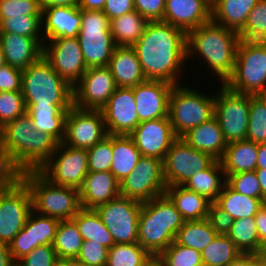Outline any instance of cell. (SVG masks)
<instances>
[{
    "label": "cell",
    "mask_w": 266,
    "mask_h": 266,
    "mask_svg": "<svg viewBox=\"0 0 266 266\" xmlns=\"http://www.w3.org/2000/svg\"><path fill=\"white\" fill-rule=\"evenodd\" d=\"M37 0H0V18L41 16Z\"/></svg>",
    "instance_id": "681fc988"
},
{
    "label": "cell",
    "mask_w": 266,
    "mask_h": 266,
    "mask_svg": "<svg viewBox=\"0 0 266 266\" xmlns=\"http://www.w3.org/2000/svg\"><path fill=\"white\" fill-rule=\"evenodd\" d=\"M259 0H214L211 3V20L238 31L245 25L250 11Z\"/></svg>",
    "instance_id": "f546056e"
},
{
    "label": "cell",
    "mask_w": 266,
    "mask_h": 266,
    "mask_svg": "<svg viewBox=\"0 0 266 266\" xmlns=\"http://www.w3.org/2000/svg\"><path fill=\"white\" fill-rule=\"evenodd\" d=\"M118 196L120 183L110 171L88 172L79 189L80 205L84 209H96Z\"/></svg>",
    "instance_id": "d4e9b609"
},
{
    "label": "cell",
    "mask_w": 266,
    "mask_h": 266,
    "mask_svg": "<svg viewBox=\"0 0 266 266\" xmlns=\"http://www.w3.org/2000/svg\"><path fill=\"white\" fill-rule=\"evenodd\" d=\"M163 160L141 156L134 170L120 182V196L141 203L165 194Z\"/></svg>",
    "instance_id": "7c38bea8"
},
{
    "label": "cell",
    "mask_w": 266,
    "mask_h": 266,
    "mask_svg": "<svg viewBox=\"0 0 266 266\" xmlns=\"http://www.w3.org/2000/svg\"><path fill=\"white\" fill-rule=\"evenodd\" d=\"M72 106H26L37 131L48 133L59 143L65 136V119Z\"/></svg>",
    "instance_id": "4dcf8cb0"
},
{
    "label": "cell",
    "mask_w": 266,
    "mask_h": 266,
    "mask_svg": "<svg viewBox=\"0 0 266 266\" xmlns=\"http://www.w3.org/2000/svg\"><path fill=\"white\" fill-rule=\"evenodd\" d=\"M216 203L235 220L254 217L266 201L238 193L225 183Z\"/></svg>",
    "instance_id": "d590c367"
},
{
    "label": "cell",
    "mask_w": 266,
    "mask_h": 266,
    "mask_svg": "<svg viewBox=\"0 0 266 266\" xmlns=\"http://www.w3.org/2000/svg\"><path fill=\"white\" fill-rule=\"evenodd\" d=\"M72 220L76 223L84 240H93L109 249L115 244L111 232L103 224L95 209L81 208Z\"/></svg>",
    "instance_id": "8d00e7d4"
},
{
    "label": "cell",
    "mask_w": 266,
    "mask_h": 266,
    "mask_svg": "<svg viewBox=\"0 0 266 266\" xmlns=\"http://www.w3.org/2000/svg\"><path fill=\"white\" fill-rule=\"evenodd\" d=\"M246 140L257 144L266 142V101L260 95H251Z\"/></svg>",
    "instance_id": "ee69618b"
},
{
    "label": "cell",
    "mask_w": 266,
    "mask_h": 266,
    "mask_svg": "<svg viewBox=\"0 0 266 266\" xmlns=\"http://www.w3.org/2000/svg\"><path fill=\"white\" fill-rule=\"evenodd\" d=\"M165 194L174 203L185 221L207 218L210 201L183 185L166 187Z\"/></svg>",
    "instance_id": "1f68e13d"
},
{
    "label": "cell",
    "mask_w": 266,
    "mask_h": 266,
    "mask_svg": "<svg viewBox=\"0 0 266 266\" xmlns=\"http://www.w3.org/2000/svg\"><path fill=\"white\" fill-rule=\"evenodd\" d=\"M256 169H266V142L258 144Z\"/></svg>",
    "instance_id": "03108f58"
},
{
    "label": "cell",
    "mask_w": 266,
    "mask_h": 266,
    "mask_svg": "<svg viewBox=\"0 0 266 266\" xmlns=\"http://www.w3.org/2000/svg\"><path fill=\"white\" fill-rule=\"evenodd\" d=\"M261 261L266 262V240L262 242L259 253L257 254Z\"/></svg>",
    "instance_id": "a7ac6f4b"
},
{
    "label": "cell",
    "mask_w": 266,
    "mask_h": 266,
    "mask_svg": "<svg viewBox=\"0 0 266 266\" xmlns=\"http://www.w3.org/2000/svg\"><path fill=\"white\" fill-rule=\"evenodd\" d=\"M6 64L24 70L43 56V46L34 38L12 33H0Z\"/></svg>",
    "instance_id": "484cf974"
},
{
    "label": "cell",
    "mask_w": 266,
    "mask_h": 266,
    "mask_svg": "<svg viewBox=\"0 0 266 266\" xmlns=\"http://www.w3.org/2000/svg\"><path fill=\"white\" fill-rule=\"evenodd\" d=\"M6 64L5 56L2 50V47L0 45V68Z\"/></svg>",
    "instance_id": "753ad0ef"
},
{
    "label": "cell",
    "mask_w": 266,
    "mask_h": 266,
    "mask_svg": "<svg viewBox=\"0 0 266 266\" xmlns=\"http://www.w3.org/2000/svg\"><path fill=\"white\" fill-rule=\"evenodd\" d=\"M4 176H5V174H4L3 170H2L1 167H0V180H1Z\"/></svg>",
    "instance_id": "2a66077c"
},
{
    "label": "cell",
    "mask_w": 266,
    "mask_h": 266,
    "mask_svg": "<svg viewBox=\"0 0 266 266\" xmlns=\"http://www.w3.org/2000/svg\"><path fill=\"white\" fill-rule=\"evenodd\" d=\"M41 22L44 41L77 37L82 22L81 9L78 6L47 7L42 10Z\"/></svg>",
    "instance_id": "cb8c5ba5"
},
{
    "label": "cell",
    "mask_w": 266,
    "mask_h": 266,
    "mask_svg": "<svg viewBox=\"0 0 266 266\" xmlns=\"http://www.w3.org/2000/svg\"><path fill=\"white\" fill-rule=\"evenodd\" d=\"M259 95L266 101V85L264 90Z\"/></svg>",
    "instance_id": "11e5206c"
},
{
    "label": "cell",
    "mask_w": 266,
    "mask_h": 266,
    "mask_svg": "<svg viewBox=\"0 0 266 266\" xmlns=\"http://www.w3.org/2000/svg\"><path fill=\"white\" fill-rule=\"evenodd\" d=\"M132 47L147 80L182 84L178 80L183 74L181 69L186 65L184 62H189L185 31L163 21H150Z\"/></svg>",
    "instance_id": "6da1fadb"
},
{
    "label": "cell",
    "mask_w": 266,
    "mask_h": 266,
    "mask_svg": "<svg viewBox=\"0 0 266 266\" xmlns=\"http://www.w3.org/2000/svg\"><path fill=\"white\" fill-rule=\"evenodd\" d=\"M256 220V226L260 242L266 240V203L254 216Z\"/></svg>",
    "instance_id": "91938a15"
},
{
    "label": "cell",
    "mask_w": 266,
    "mask_h": 266,
    "mask_svg": "<svg viewBox=\"0 0 266 266\" xmlns=\"http://www.w3.org/2000/svg\"><path fill=\"white\" fill-rule=\"evenodd\" d=\"M225 85L239 93L259 95L266 85V47H237L234 70Z\"/></svg>",
    "instance_id": "4fadbf2b"
},
{
    "label": "cell",
    "mask_w": 266,
    "mask_h": 266,
    "mask_svg": "<svg viewBox=\"0 0 266 266\" xmlns=\"http://www.w3.org/2000/svg\"><path fill=\"white\" fill-rule=\"evenodd\" d=\"M84 239L78 230L76 223L71 220H60L53 248L58 259L73 260L80 253Z\"/></svg>",
    "instance_id": "74e56055"
},
{
    "label": "cell",
    "mask_w": 266,
    "mask_h": 266,
    "mask_svg": "<svg viewBox=\"0 0 266 266\" xmlns=\"http://www.w3.org/2000/svg\"><path fill=\"white\" fill-rule=\"evenodd\" d=\"M116 89L108 66L89 67L73 87V105L81 109L101 110Z\"/></svg>",
    "instance_id": "ac0fdd59"
},
{
    "label": "cell",
    "mask_w": 266,
    "mask_h": 266,
    "mask_svg": "<svg viewBox=\"0 0 266 266\" xmlns=\"http://www.w3.org/2000/svg\"><path fill=\"white\" fill-rule=\"evenodd\" d=\"M106 0H79L78 7L85 10L102 11Z\"/></svg>",
    "instance_id": "be15d7a7"
},
{
    "label": "cell",
    "mask_w": 266,
    "mask_h": 266,
    "mask_svg": "<svg viewBox=\"0 0 266 266\" xmlns=\"http://www.w3.org/2000/svg\"><path fill=\"white\" fill-rule=\"evenodd\" d=\"M255 172L260 184L262 199L266 201V169H256Z\"/></svg>",
    "instance_id": "003e7915"
},
{
    "label": "cell",
    "mask_w": 266,
    "mask_h": 266,
    "mask_svg": "<svg viewBox=\"0 0 266 266\" xmlns=\"http://www.w3.org/2000/svg\"><path fill=\"white\" fill-rule=\"evenodd\" d=\"M0 33L31 37L36 39L42 46L44 45L41 16L25 15V17L0 18Z\"/></svg>",
    "instance_id": "7bdbcfd3"
},
{
    "label": "cell",
    "mask_w": 266,
    "mask_h": 266,
    "mask_svg": "<svg viewBox=\"0 0 266 266\" xmlns=\"http://www.w3.org/2000/svg\"><path fill=\"white\" fill-rule=\"evenodd\" d=\"M145 266H164L158 257H152V259Z\"/></svg>",
    "instance_id": "89a4df30"
},
{
    "label": "cell",
    "mask_w": 266,
    "mask_h": 266,
    "mask_svg": "<svg viewBox=\"0 0 266 266\" xmlns=\"http://www.w3.org/2000/svg\"><path fill=\"white\" fill-rule=\"evenodd\" d=\"M129 136L142 156L161 160L178 138L168 117L140 122Z\"/></svg>",
    "instance_id": "44dd1931"
},
{
    "label": "cell",
    "mask_w": 266,
    "mask_h": 266,
    "mask_svg": "<svg viewBox=\"0 0 266 266\" xmlns=\"http://www.w3.org/2000/svg\"><path fill=\"white\" fill-rule=\"evenodd\" d=\"M134 10L133 0H106L102 11L111 20Z\"/></svg>",
    "instance_id": "6f0895ef"
},
{
    "label": "cell",
    "mask_w": 266,
    "mask_h": 266,
    "mask_svg": "<svg viewBox=\"0 0 266 266\" xmlns=\"http://www.w3.org/2000/svg\"><path fill=\"white\" fill-rule=\"evenodd\" d=\"M109 248L93 240H84L76 260L93 266H106Z\"/></svg>",
    "instance_id": "f907efd6"
},
{
    "label": "cell",
    "mask_w": 266,
    "mask_h": 266,
    "mask_svg": "<svg viewBox=\"0 0 266 266\" xmlns=\"http://www.w3.org/2000/svg\"><path fill=\"white\" fill-rule=\"evenodd\" d=\"M108 67L117 87H134L147 80L133 47L116 46Z\"/></svg>",
    "instance_id": "4316f807"
},
{
    "label": "cell",
    "mask_w": 266,
    "mask_h": 266,
    "mask_svg": "<svg viewBox=\"0 0 266 266\" xmlns=\"http://www.w3.org/2000/svg\"><path fill=\"white\" fill-rule=\"evenodd\" d=\"M89 172L110 171L112 163V135H107L101 142L87 149Z\"/></svg>",
    "instance_id": "bcb514c9"
},
{
    "label": "cell",
    "mask_w": 266,
    "mask_h": 266,
    "mask_svg": "<svg viewBox=\"0 0 266 266\" xmlns=\"http://www.w3.org/2000/svg\"><path fill=\"white\" fill-rule=\"evenodd\" d=\"M244 26L261 29L266 32V0H259L250 11Z\"/></svg>",
    "instance_id": "680465c9"
},
{
    "label": "cell",
    "mask_w": 266,
    "mask_h": 266,
    "mask_svg": "<svg viewBox=\"0 0 266 266\" xmlns=\"http://www.w3.org/2000/svg\"><path fill=\"white\" fill-rule=\"evenodd\" d=\"M38 5L43 10L47 7H75L79 5V0H37Z\"/></svg>",
    "instance_id": "94428289"
},
{
    "label": "cell",
    "mask_w": 266,
    "mask_h": 266,
    "mask_svg": "<svg viewBox=\"0 0 266 266\" xmlns=\"http://www.w3.org/2000/svg\"><path fill=\"white\" fill-rule=\"evenodd\" d=\"M43 57L72 87L80 81L88 69L77 37L45 40Z\"/></svg>",
    "instance_id": "e0dca14e"
},
{
    "label": "cell",
    "mask_w": 266,
    "mask_h": 266,
    "mask_svg": "<svg viewBox=\"0 0 266 266\" xmlns=\"http://www.w3.org/2000/svg\"><path fill=\"white\" fill-rule=\"evenodd\" d=\"M236 34L238 47H266V32L261 29L242 26Z\"/></svg>",
    "instance_id": "db71d44e"
},
{
    "label": "cell",
    "mask_w": 266,
    "mask_h": 266,
    "mask_svg": "<svg viewBox=\"0 0 266 266\" xmlns=\"http://www.w3.org/2000/svg\"><path fill=\"white\" fill-rule=\"evenodd\" d=\"M157 257L164 266H203L200 251L182 246L175 240Z\"/></svg>",
    "instance_id": "f6af8a7d"
},
{
    "label": "cell",
    "mask_w": 266,
    "mask_h": 266,
    "mask_svg": "<svg viewBox=\"0 0 266 266\" xmlns=\"http://www.w3.org/2000/svg\"><path fill=\"white\" fill-rule=\"evenodd\" d=\"M32 194L33 210L58 220H71L81 209L79 190L49 182L38 170L18 175Z\"/></svg>",
    "instance_id": "8992f818"
},
{
    "label": "cell",
    "mask_w": 266,
    "mask_h": 266,
    "mask_svg": "<svg viewBox=\"0 0 266 266\" xmlns=\"http://www.w3.org/2000/svg\"><path fill=\"white\" fill-rule=\"evenodd\" d=\"M253 266H266V262L259 259Z\"/></svg>",
    "instance_id": "34e18365"
},
{
    "label": "cell",
    "mask_w": 266,
    "mask_h": 266,
    "mask_svg": "<svg viewBox=\"0 0 266 266\" xmlns=\"http://www.w3.org/2000/svg\"><path fill=\"white\" fill-rule=\"evenodd\" d=\"M60 220L32 210L24 228L9 243L12 259L17 263L21 258L40 245L53 244Z\"/></svg>",
    "instance_id": "d6986e66"
},
{
    "label": "cell",
    "mask_w": 266,
    "mask_h": 266,
    "mask_svg": "<svg viewBox=\"0 0 266 266\" xmlns=\"http://www.w3.org/2000/svg\"><path fill=\"white\" fill-rule=\"evenodd\" d=\"M25 106H73L70 86L42 56L22 71Z\"/></svg>",
    "instance_id": "5b68a950"
},
{
    "label": "cell",
    "mask_w": 266,
    "mask_h": 266,
    "mask_svg": "<svg viewBox=\"0 0 266 266\" xmlns=\"http://www.w3.org/2000/svg\"><path fill=\"white\" fill-rule=\"evenodd\" d=\"M184 222L166 194L143 202L138 221V244L157 257L175 240Z\"/></svg>",
    "instance_id": "277c9868"
},
{
    "label": "cell",
    "mask_w": 266,
    "mask_h": 266,
    "mask_svg": "<svg viewBox=\"0 0 266 266\" xmlns=\"http://www.w3.org/2000/svg\"><path fill=\"white\" fill-rule=\"evenodd\" d=\"M0 266H16L10 254L9 246L5 243H0Z\"/></svg>",
    "instance_id": "e7e4bbea"
},
{
    "label": "cell",
    "mask_w": 266,
    "mask_h": 266,
    "mask_svg": "<svg viewBox=\"0 0 266 266\" xmlns=\"http://www.w3.org/2000/svg\"><path fill=\"white\" fill-rule=\"evenodd\" d=\"M215 96L187 85H174L169 97L168 118L177 137L214 117Z\"/></svg>",
    "instance_id": "ba28073f"
},
{
    "label": "cell",
    "mask_w": 266,
    "mask_h": 266,
    "mask_svg": "<svg viewBox=\"0 0 266 266\" xmlns=\"http://www.w3.org/2000/svg\"><path fill=\"white\" fill-rule=\"evenodd\" d=\"M57 260L53 244L40 245L21 258L16 266H53Z\"/></svg>",
    "instance_id": "816d5d0a"
},
{
    "label": "cell",
    "mask_w": 266,
    "mask_h": 266,
    "mask_svg": "<svg viewBox=\"0 0 266 266\" xmlns=\"http://www.w3.org/2000/svg\"><path fill=\"white\" fill-rule=\"evenodd\" d=\"M225 183L221 161L215 160L207 169L195 173L183 186L204 196L210 202H216Z\"/></svg>",
    "instance_id": "836d02e7"
},
{
    "label": "cell",
    "mask_w": 266,
    "mask_h": 266,
    "mask_svg": "<svg viewBox=\"0 0 266 266\" xmlns=\"http://www.w3.org/2000/svg\"><path fill=\"white\" fill-rule=\"evenodd\" d=\"M237 47L236 31L212 20L187 33V58L202 56L212 71L210 74L216 75L220 84H225L232 75Z\"/></svg>",
    "instance_id": "3957f363"
},
{
    "label": "cell",
    "mask_w": 266,
    "mask_h": 266,
    "mask_svg": "<svg viewBox=\"0 0 266 266\" xmlns=\"http://www.w3.org/2000/svg\"><path fill=\"white\" fill-rule=\"evenodd\" d=\"M69 266H93V265H87V264L77 261L76 259H73V260H69Z\"/></svg>",
    "instance_id": "8c879c8a"
},
{
    "label": "cell",
    "mask_w": 266,
    "mask_h": 266,
    "mask_svg": "<svg viewBox=\"0 0 266 266\" xmlns=\"http://www.w3.org/2000/svg\"><path fill=\"white\" fill-rule=\"evenodd\" d=\"M53 266H69V260L58 259Z\"/></svg>",
    "instance_id": "2644e50d"
},
{
    "label": "cell",
    "mask_w": 266,
    "mask_h": 266,
    "mask_svg": "<svg viewBox=\"0 0 266 266\" xmlns=\"http://www.w3.org/2000/svg\"><path fill=\"white\" fill-rule=\"evenodd\" d=\"M173 86L164 81L146 80L132 87L139 122L168 117Z\"/></svg>",
    "instance_id": "7402d4cb"
},
{
    "label": "cell",
    "mask_w": 266,
    "mask_h": 266,
    "mask_svg": "<svg viewBox=\"0 0 266 266\" xmlns=\"http://www.w3.org/2000/svg\"><path fill=\"white\" fill-rule=\"evenodd\" d=\"M211 8L208 0H166L163 22L188 33L211 21Z\"/></svg>",
    "instance_id": "603a6c76"
},
{
    "label": "cell",
    "mask_w": 266,
    "mask_h": 266,
    "mask_svg": "<svg viewBox=\"0 0 266 266\" xmlns=\"http://www.w3.org/2000/svg\"><path fill=\"white\" fill-rule=\"evenodd\" d=\"M218 234L207 219L185 221L179 229L175 241L185 247L202 251Z\"/></svg>",
    "instance_id": "f35d334b"
},
{
    "label": "cell",
    "mask_w": 266,
    "mask_h": 266,
    "mask_svg": "<svg viewBox=\"0 0 266 266\" xmlns=\"http://www.w3.org/2000/svg\"><path fill=\"white\" fill-rule=\"evenodd\" d=\"M216 159L198 151L178 137L163 159V175L168 186L183 185L195 173L207 169Z\"/></svg>",
    "instance_id": "9a60e30c"
},
{
    "label": "cell",
    "mask_w": 266,
    "mask_h": 266,
    "mask_svg": "<svg viewBox=\"0 0 266 266\" xmlns=\"http://www.w3.org/2000/svg\"><path fill=\"white\" fill-rule=\"evenodd\" d=\"M215 95L214 117L227 144L246 140L251 95L231 90L225 84Z\"/></svg>",
    "instance_id": "30bf717a"
},
{
    "label": "cell",
    "mask_w": 266,
    "mask_h": 266,
    "mask_svg": "<svg viewBox=\"0 0 266 266\" xmlns=\"http://www.w3.org/2000/svg\"><path fill=\"white\" fill-rule=\"evenodd\" d=\"M242 252L234 242L223 234H218L202 251L203 266H227Z\"/></svg>",
    "instance_id": "60d3db41"
},
{
    "label": "cell",
    "mask_w": 266,
    "mask_h": 266,
    "mask_svg": "<svg viewBox=\"0 0 266 266\" xmlns=\"http://www.w3.org/2000/svg\"><path fill=\"white\" fill-rule=\"evenodd\" d=\"M258 260L257 254L242 253L227 266H253Z\"/></svg>",
    "instance_id": "6125c7cd"
},
{
    "label": "cell",
    "mask_w": 266,
    "mask_h": 266,
    "mask_svg": "<svg viewBox=\"0 0 266 266\" xmlns=\"http://www.w3.org/2000/svg\"><path fill=\"white\" fill-rule=\"evenodd\" d=\"M22 70L5 64L0 68V92L21 91Z\"/></svg>",
    "instance_id": "9f6ffc18"
},
{
    "label": "cell",
    "mask_w": 266,
    "mask_h": 266,
    "mask_svg": "<svg viewBox=\"0 0 266 266\" xmlns=\"http://www.w3.org/2000/svg\"><path fill=\"white\" fill-rule=\"evenodd\" d=\"M78 40L87 68L108 66L116 47L110 30V19L103 11L81 9Z\"/></svg>",
    "instance_id": "9c48e42d"
},
{
    "label": "cell",
    "mask_w": 266,
    "mask_h": 266,
    "mask_svg": "<svg viewBox=\"0 0 266 266\" xmlns=\"http://www.w3.org/2000/svg\"><path fill=\"white\" fill-rule=\"evenodd\" d=\"M258 144L243 140L227 144L223 157L220 159L225 177L242 172L256 170Z\"/></svg>",
    "instance_id": "f1b7e54d"
},
{
    "label": "cell",
    "mask_w": 266,
    "mask_h": 266,
    "mask_svg": "<svg viewBox=\"0 0 266 266\" xmlns=\"http://www.w3.org/2000/svg\"><path fill=\"white\" fill-rule=\"evenodd\" d=\"M207 221L217 234L227 235L234 219L225 212L216 202H211L208 207Z\"/></svg>",
    "instance_id": "f5cc1de1"
},
{
    "label": "cell",
    "mask_w": 266,
    "mask_h": 266,
    "mask_svg": "<svg viewBox=\"0 0 266 266\" xmlns=\"http://www.w3.org/2000/svg\"><path fill=\"white\" fill-rule=\"evenodd\" d=\"M49 182L80 189L88 174L86 149L58 144L51 158L38 170Z\"/></svg>",
    "instance_id": "8fae6325"
},
{
    "label": "cell",
    "mask_w": 266,
    "mask_h": 266,
    "mask_svg": "<svg viewBox=\"0 0 266 266\" xmlns=\"http://www.w3.org/2000/svg\"><path fill=\"white\" fill-rule=\"evenodd\" d=\"M150 21L138 11L110 20V30L116 46L132 47L143 35Z\"/></svg>",
    "instance_id": "e575fe53"
},
{
    "label": "cell",
    "mask_w": 266,
    "mask_h": 266,
    "mask_svg": "<svg viewBox=\"0 0 266 266\" xmlns=\"http://www.w3.org/2000/svg\"><path fill=\"white\" fill-rule=\"evenodd\" d=\"M134 8L149 21H163L166 0H133Z\"/></svg>",
    "instance_id": "11a10c76"
},
{
    "label": "cell",
    "mask_w": 266,
    "mask_h": 266,
    "mask_svg": "<svg viewBox=\"0 0 266 266\" xmlns=\"http://www.w3.org/2000/svg\"><path fill=\"white\" fill-rule=\"evenodd\" d=\"M32 210V194L26 183L18 175H5L0 180V243L9 245Z\"/></svg>",
    "instance_id": "52a82bcc"
},
{
    "label": "cell",
    "mask_w": 266,
    "mask_h": 266,
    "mask_svg": "<svg viewBox=\"0 0 266 266\" xmlns=\"http://www.w3.org/2000/svg\"><path fill=\"white\" fill-rule=\"evenodd\" d=\"M142 203L118 196L95 210L111 232L115 244L138 243V221Z\"/></svg>",
    "instance_id": "5bb4252c"
},
{
    "label": "cell",
    "mask_w": 266,
    "mask_h": 266,
    "mask_svg": "<svg viewBox=\"0 0 266 266\" xmlns=\"http://www.w3.org/2000/svg\"><path fill=\"white\" fill-rule=\"evenodd\" d=\"M152 257L138 243L114 244L109 249L106 266H145Z\"/></svg>",
    "instance_id": "b9f144b4"
},
{
    "label": "cell",
    "mask_w": 266,
    "mask_h": 266,
    "mask_svg": "<svg viewBox=\"0 0 266 266\" xmlns=\"http://www.w3.org/2000/svg\"><path fill=\"white\" fill-rule=\"evenodd\" d=\"M101 111L109 135L129 136L140 123L132 87H117Z\"/></svg>",
    "instance_id": "ffe728a7"
},
{
    "label": "cell",
    "mask_w": 266,
    "mask_h": 266,
    "mask_svg": "<svg viewBox=\"0 0 266 266\" xmlns=\"http://www.w3.org/2000/svg\"><path fill=\"white\" fill-rule=\"evenodd\" d=\"M25 112L22 91L0 92V128Z\"/></svg>",
    "instance_id": "7dc6e473"
},
{
    "label": "cell",
    "mask_w": 266,
    "mask_h": 266,
    "mask_svg": "<svg viewBox=\"0 0 266 266\" xmlns=\"http://www.w3.org/2000/svg\"><path fill=\"white\" fill-rule=\"evenodd\" d=\"M226 183L238 193L262 199V192L255 171L229 175L226 178Z\"/></svg>",
    "instance_id": "c3c4849f"
},
{
    "label": "cell",
    "mask_w": 266,
    "mask_h": 266,
    "mask_svg": "<svg viewBox=\"0 0 266 266\" xmlns=\"http://www.w3.org/2000/svg\"><path fill=\"white\" fill-rule=\"evenodd\" d=\"M58 144L50 134L37 131L25 112L1 128L0 167L5 175L39 170Z\"/></svg>",
    "instance_id": "7a4b0ae2"
},
{
    "label": "cell",
    "mask_w": 266,
    "mask_h": 266,
    "mask_svg": "<svg viewBox=\"0 0 266 266\" xmlns=\"http://www.w3.org/2000/svg\"><path fill=\"white\" fill-rule=\"evenodd\" d=\"M108 135L101 110L81 109L72 106L65 119L63 144L89 149Z\"/></svg>",
    "instance_id": "2e32d148"
},
{
    "label": "cell",
    "mask_w": 266,
    "mask_h": 266,
    "mask_svg": "<svg viewBox=\"0 0 266 266\" xmlns=\"http://www.w3.org/2000/svg\"><path fill=\"white\" fill-rule=\"evenodd\" d=\"M227 236L242 253L258 254L260 242L255 217L235 219Z\"/></svg>",
    "instance_id": "ab89813d"
},
{
    "label": "cell",
    "mask_w": 266,
    "mask_h": 266,
    "mask_svg": "<svg viewBox=\"0 0 266 266\" xmlns=\"http://www.w3.org/2000/svg\"><path fill=\"white\" fill-rule=\"evenodd\" d=\"M112 152L110 172L120 183L134 170L142 155L134 140L125 135H112Z\"/></svg>",
    "instance_id": "d6a6232c"
},
{
    "label": "cell",
    "mask_w": 266,
    "mask_h": 266,
    "mask_svg": "<svg viewBox=\"0 0 266 266\" xmlns=\"http://www.w3.org/2000/svg\"><path fill=\"white\" fill-rule=\"evenodd\" d=\"M181 138L189 146L210 154L216 160H220L223 157L227 147L222 129L215 117L192 128Z\"/></svg>",
    "instance_id": "83f0119b"
}]
</instances>
